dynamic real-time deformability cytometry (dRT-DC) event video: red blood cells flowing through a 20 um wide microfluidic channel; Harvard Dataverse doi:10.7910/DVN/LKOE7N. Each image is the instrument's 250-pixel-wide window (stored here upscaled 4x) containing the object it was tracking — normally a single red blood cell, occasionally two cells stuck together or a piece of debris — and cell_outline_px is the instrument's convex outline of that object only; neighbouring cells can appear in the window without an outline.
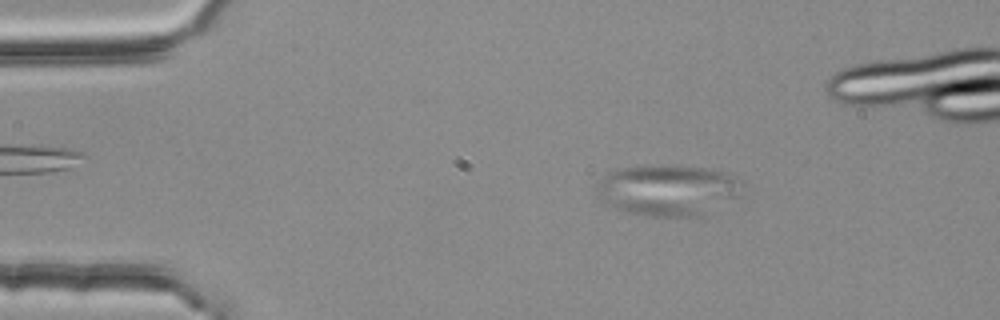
{"species": "common noctule bat (a hibernating species)", "species_latin": "Nyctalus noctula", "temperature_condition": "room temperature", "stored_images_in_passage": 5, "camera_frame_rate_fps": 3000, "um_per_image_px": 0.085, "animal": {"sex": "female", "body_mass_g": 25.1}, "frame": {"image": 1, "passage_image": 1, "time_ms": 0.0, "image_size_px": [1000, 320], "cell_outline_px": [[748, 184], [736, 196], [712, 216], [652, 216], [624, 212], [612, 208], [604, 204], [600, 200], [592, 184], [596, 180], [612, 172], [624, 168], [664, 164], [672, 164], [708, 168], [728, 172], [736, 176]], "centroid_in_image_um": [56.82, 16.17], "position_along_channel_um": 28.2, "area_um2": 44.97}}